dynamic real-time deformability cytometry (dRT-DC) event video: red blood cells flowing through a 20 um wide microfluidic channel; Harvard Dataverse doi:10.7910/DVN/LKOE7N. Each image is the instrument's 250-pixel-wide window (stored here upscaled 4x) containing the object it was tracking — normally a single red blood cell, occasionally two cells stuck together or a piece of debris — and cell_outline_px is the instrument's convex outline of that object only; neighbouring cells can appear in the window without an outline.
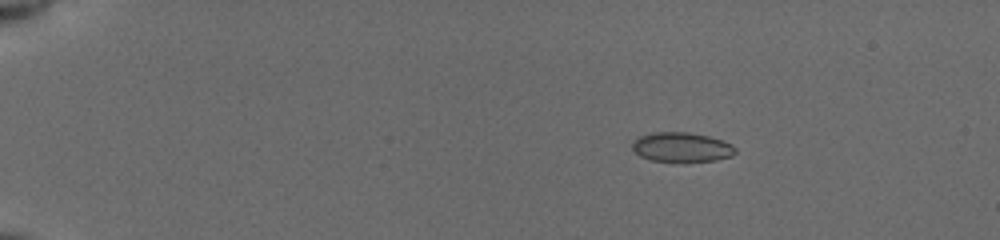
{"species": "common noctule bat (a hibernating species)", "species_latin": "Nyctalus noctula", "temperature_condition": "cold", "stored_images_in_passage": 45, "camera_frame_rate_fps": 3000, "um_per_image_px": 0.085, "animal": {"sex": "female", "body_mass_g": 19.5, "forearm_length_mm": 54.1}, "frame": {"image": 1, "passage_image": 1, "time_ms": 0.0, "image_size_px": [1000, 240], "cell_outline_px": [[736, 152], [732, 156], [716, 160], [684, 164], [652, 160], [640, 156], [632, 148], [632, 144], [640, 136], [656, 132], [688, 132], [708, 136], [732, 144], [736, 148]], "centroid_in_image_um": [57.97, 12.55], "position_along_channel_um": 27.0, "area_um2": 18.15}}
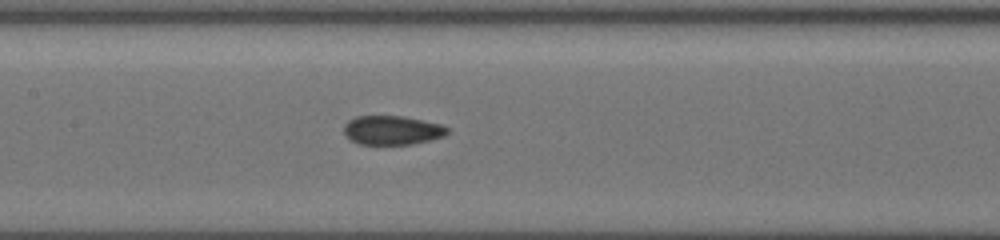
{"frame": {"image": 2, "passage_image": 20, "time_ms": 6.333, "image_size_px": [1000, 240], "cell_outline_px": [[448, 132], [444, 136], [412, 144], [360, 144], [352, 140], [344, 132], [344, 124], [348, 120], [356, 116], [404, 116], [440, 124], [448, 128]], "centroid_in_image_um": [33.32, 11.06], "position_along_channel_um": 174.1, "area_um2": 17.34}}
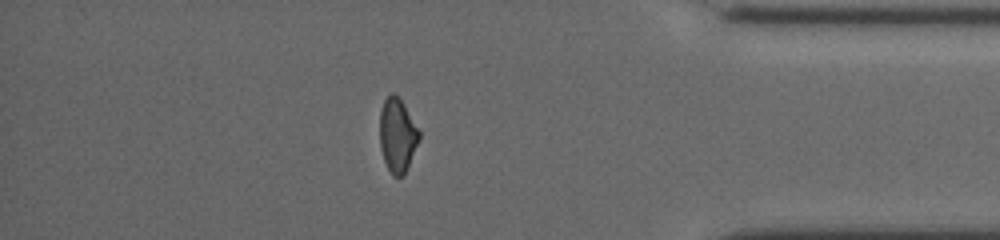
{"frame": {"image": 3, "passage_image": 39, "time_ms": 12.667, "image_size_px": [1000, 240], "cell_outline_px": [[420, 140], [404, 172], [400, 176], [392, 176], [384, 160], [380, 148], [380, 112], [384, 100], [392, 92], [404, 104], [420, 132]], "centroid_in_image_um": [33.77, 11.48], "position_along_channel_um": 401.4, "area_um2": 16.65}, "authors_computed_cell_mechanics": {"area_um2": 17.7446, "velocity_mm_per_s": 3.9526, "shape_relaxation_time_tau1_ms": null, "shape_relaxation_time_tau2_ms": 1.1121, "deformation_change_tau1": null, "deformation_change_tau2": 0.043}}